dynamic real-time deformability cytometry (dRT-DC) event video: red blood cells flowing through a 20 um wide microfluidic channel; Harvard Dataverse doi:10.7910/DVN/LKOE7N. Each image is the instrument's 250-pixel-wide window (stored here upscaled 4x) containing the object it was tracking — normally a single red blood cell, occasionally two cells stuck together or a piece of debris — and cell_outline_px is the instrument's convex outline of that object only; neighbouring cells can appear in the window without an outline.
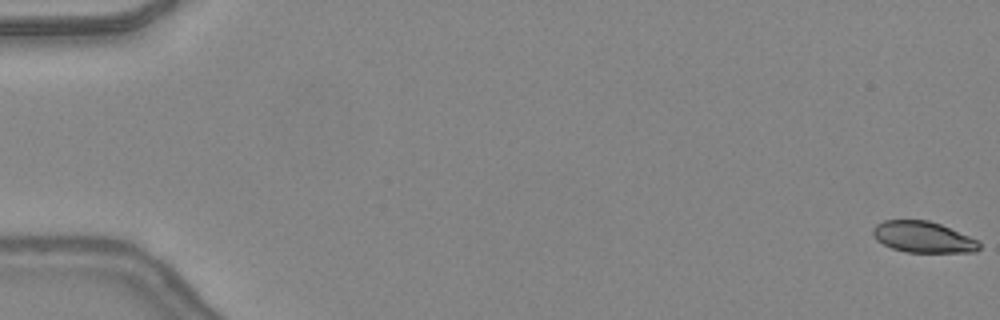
{"species": "common noctule bat (a hibernating species)", "species_latin": "Nyctalus noctula", "temperature_condition": "warm", "stored_images_in_passage": 19, "camera_frame_rate_fps": 3000, "um_per_image_px": 0.085, "animal": {"sex": "female", "body_mass_g": 24.6, "forearm_length_mm": 56.2}, "frame": {"image": 1, "passage_image": 1, "time_ms": 0.0, "image_size_px": [1000, 320], "cell_outline_px": [[980, 248], [976, 252], [904, 252], [892, 248], [876, 240], [872, 232], [872, 228], [876, 224], [884, 220], [928, 220], [940, 224], [968, 236], [976, 240], [980, 244]], "centroid_in_image_um": [78.43, 20.15], "position_along_channel_um": 6.6, "area_um2": 19.19}}
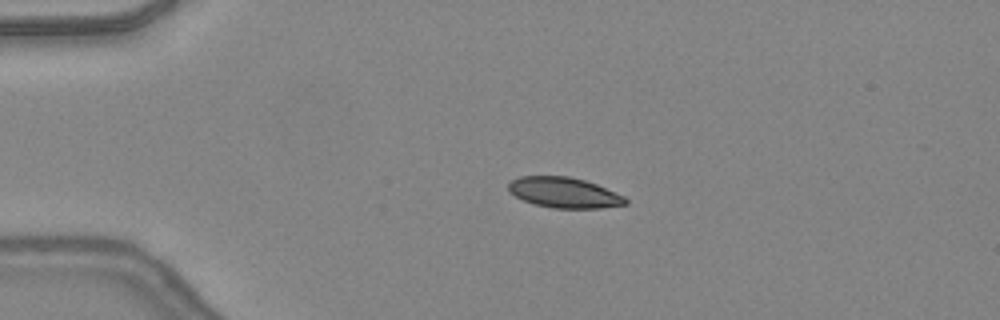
{"frame": {"image": 2, "passage_image": 12, "time_ms": 3.667, "image_size_px": [1000, 320], "cell_outline_px": [[628, 204], [600, 208], [552, 208], [536, 204], [524, 200], [508, 192], [508, 184], [512, 180], [520, 176], [568, 176], [584, 180], [596, 184], [624, 196], [628, 200]], "centroid_in_image_um": [47.95, 16.37], "position_along_channel_um": 37.1, "area_um2": 20.69}}
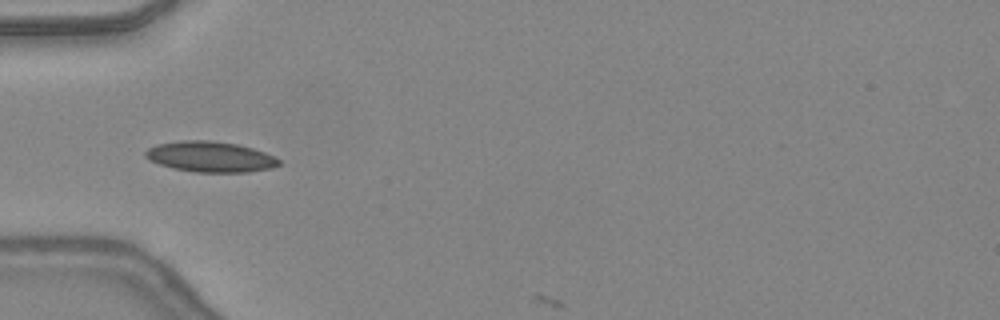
{"frame": {"image": 3, "passage_image": 17, "time_ms": 5.333, "image_size_px": [1000, 320], "cell_outline_px": [[280, 164], [272, 168], [248, 172], [196, 172], [172, 168], [160, 164], [144, 156], [144, 152], [148, 148], [156, 144], [180, 140], [212, 140], [236, 144], [252, 148], [264, 152], [280, 160]], "centroid_in_image_um": [17.86, 13.32], "position_along_channel_um": 67.1, "area_um2": 23.76}}